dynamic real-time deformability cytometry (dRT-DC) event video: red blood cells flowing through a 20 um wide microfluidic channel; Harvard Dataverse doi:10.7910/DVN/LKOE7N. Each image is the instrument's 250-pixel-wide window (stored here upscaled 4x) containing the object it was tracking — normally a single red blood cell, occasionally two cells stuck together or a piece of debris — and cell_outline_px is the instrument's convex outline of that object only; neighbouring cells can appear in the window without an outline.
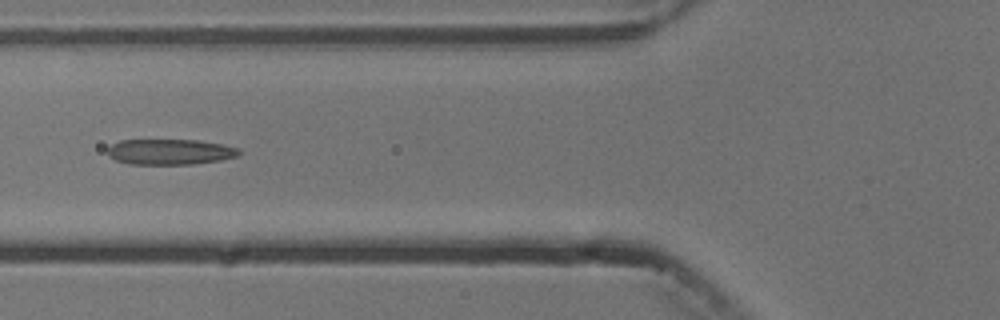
{"species": "common noctule bat (a hibernating species)", "species_latin": "Nyctalus noctula", "temperature_condition": "cold", "stored_images_in_passage": 8, "camera_frame_rate_fps": 3000, "um_per_image_px": 0.085, "animal": {"sex": "male", "body_mass_g": 13.3}, "frame": {"image": 1, "passage_image": 5, "time_ms": 5.0, "image_size_px": [1000, 320], "cell_outline_px": [[240, 152], [236, 156], [220, 160], [192, 164], [128, 164], [116, 160], [108, 156], [108, 148], [112, 144], [120, 140], [196, 140], [220, 144], [240, 148]], "centroid_in_image_um": [14.42, 12.91], "position_along_channel_um": 111.4, "area_um2": 19.48}}
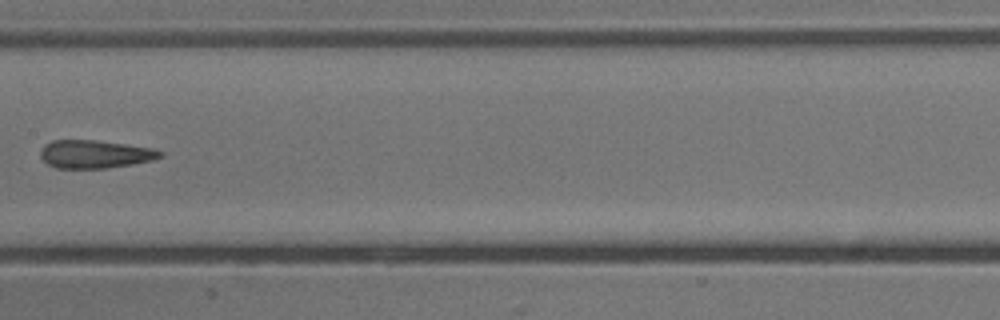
{"frame": {"image": 2, "passage_image": 7, "time_ms": 7.333, "image_size_px": [1000, 320], "cell_outline_px": [[164, 156], [152, 160], [132, 164], [104, 168], [56, 168], [48, 164], [40, 156], [40, 152], [44, 144], [52, 140], [92, 140], [124, 144], [152, 148], [164, 152]], "centroid_in_image_um": [8.06, 13.1], "position_along_channel_um": 199.3, "area_um2": 19.48}}
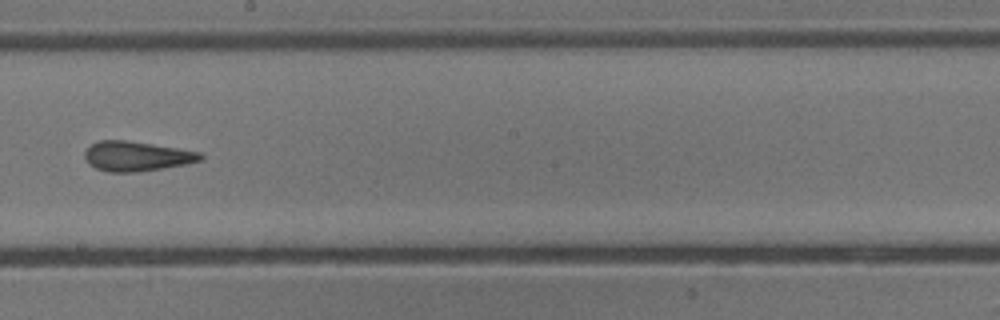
{"frame": {"image": 3, "passage_image": 8, "time_ms": 8.333, "image_size_px": [1000, 320], "cell_outline_px": [[204, 160], [184, 164], [140, 172], [108, 172], [96, 168], [88, 164], [84, 156], [84, 152], [92, 144], [100, 140], [128, 140], [200, 152], [204, 156]], "centroid_in_image_um": [11.6, 13.28], "position_along_channel_um": 236.6, "area_um2": 20.06}}